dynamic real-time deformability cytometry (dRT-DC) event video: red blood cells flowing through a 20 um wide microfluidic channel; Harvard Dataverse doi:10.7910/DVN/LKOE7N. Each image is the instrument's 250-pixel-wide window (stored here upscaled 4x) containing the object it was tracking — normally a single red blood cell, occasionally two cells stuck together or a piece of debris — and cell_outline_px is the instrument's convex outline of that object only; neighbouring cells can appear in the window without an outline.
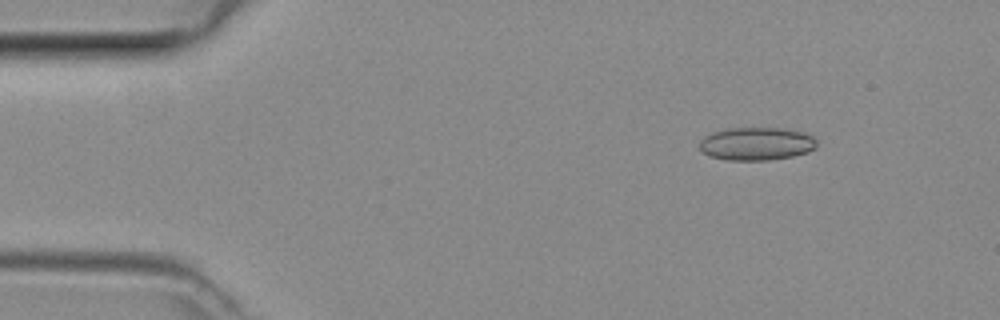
{"species": "common noctule bat (a hibernating species)", "species_latin": "Nyctalus noctula", "temperature_condition": "room temperature", "stored_images_in_passage": 44, "camera_frame_rate_fps": 3000, "um_per_image_px": 0.085, "animal": {"sex": "female", "body_mass_g": 29.2, "forearm_length_mm": 56.3}, "frame": {"image": 1, "passage_image": 4, "time_ms": 1.0, "image_size_px": [1000, 320], "cell_outline_px": [[816, 148], [808, 152], [792, 156], [768, 160], [728, 160], [708, 156], [700, 148], [700, 140], [704, 136], [712, 132], [728, 128], [784, 128], [804, 132], [812, 136], [816, 140]], "centroid_in_image_um": [64.3, 12.21], "position_along_channel_um": 20.7, "area_um2": 22.66}}
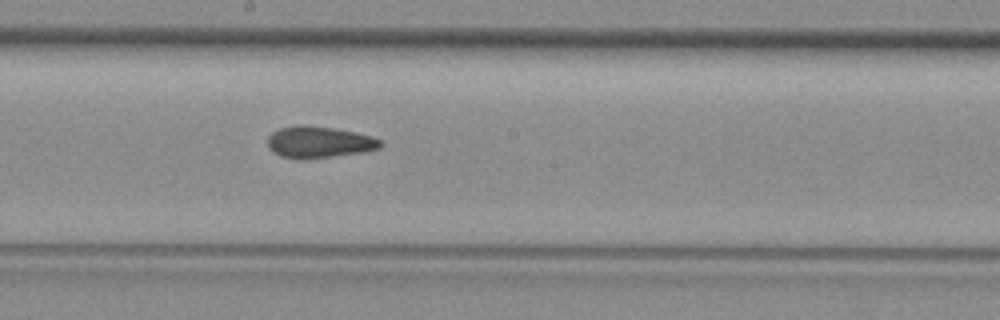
{"frame": {"image": 2, "passage_image": 23, "time_ms": 7.333, "image_size_px": [1000, 320], "cell_outline_px": [[384, 144], [380, 148], [364, 152], [304, 160], [296, 160], [280, 156], [272, 152], [268, 148], [268, 136], [272, 132], [280, 128], [300, 124], [304, 124], [332, 128], [356, 132], [372, 136], [384, 140]], "centroid_in_image_um": [27.13, 12.09], "position_along_channel_um": 221.1, "area_um2": 21.27}}
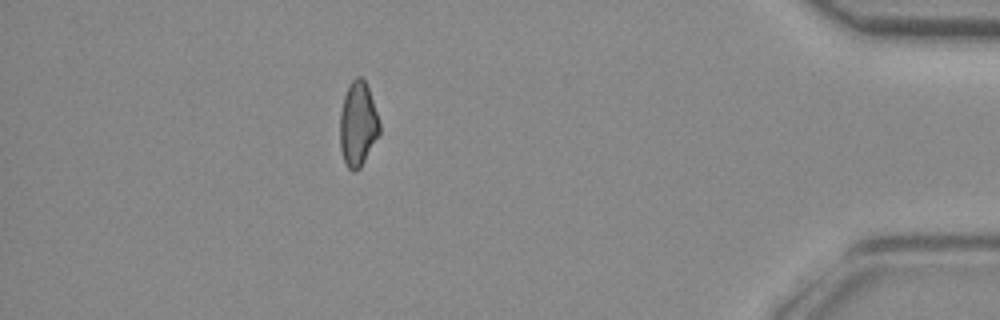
{"frame": {"image": 3, "passage_image": 39, "time_ms": 12.667, "image_size_px": [1000, 320], "cell_outline_px": [[380, 132], [360, 168], [356, 172], [352, 172], [344, 164], [340, 148], [340, 112], [344, 96], [352, 80], [356, 76], [360, 76], [364, 80], [368, 88], [380, 124]], "centroid_in_image_um": [30.4, 10.59], "position_along_channel_um": 404.8, "area_um2": 19.36}}